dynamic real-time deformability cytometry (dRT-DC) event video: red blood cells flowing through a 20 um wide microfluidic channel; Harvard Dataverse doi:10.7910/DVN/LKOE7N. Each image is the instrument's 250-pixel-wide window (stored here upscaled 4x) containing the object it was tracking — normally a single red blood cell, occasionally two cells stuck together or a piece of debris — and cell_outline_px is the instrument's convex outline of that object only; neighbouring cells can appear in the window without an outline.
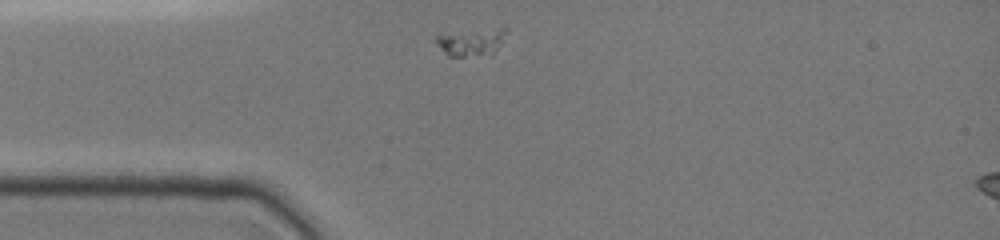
{"species": "common noctule bat (a hibernating species)", "species_latin": "Nyctalus noctula", "temperature_condition": "cold", "stored_images_in_passage": 3, "camera_frame_rate_fps": 3000, "um_per_image_px": 0.085, "animal": {"sex": "female", "body_mass_g": 19.0, "forearm_length_mm": 51.5}, "frame": {"image": 1, "passage_image": 1, "time_ms": 0.0, "image_size_px": [1000, 240], "cell_outline_px": [[508, 28], [496, 48], [492, 52], [464, 56], [448, 56], [436, 44], [436, 36], [440, 32], [500, 28]], "centroid_in_image_um": [39.93, 3.53], "position_along_channel_um": 45.1, "area_um2": 10.87}}
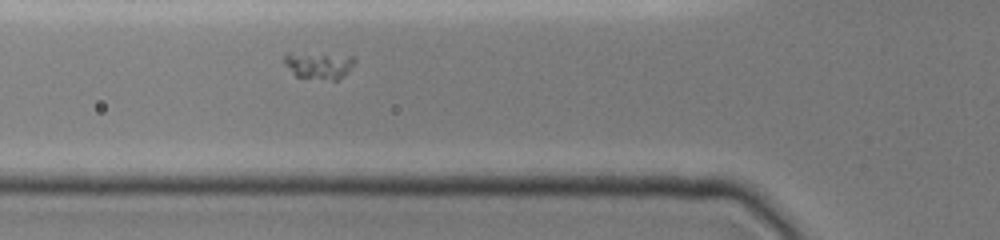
{"frame": {"image": 2, "passage_image": 3, "time_ms": 1.667, "image_size_px": [1000, 240], "cell_outline_px": [[356, 60], [348, 72], [340, 80], [332, 80], [296, 76], [284, 64], [284, 56], [288, 52], [356, 56]], "centroid_in_image_um": [27.12, 5.54], "position_along_channel_um": 98.7, "area_um2": 11.1}}